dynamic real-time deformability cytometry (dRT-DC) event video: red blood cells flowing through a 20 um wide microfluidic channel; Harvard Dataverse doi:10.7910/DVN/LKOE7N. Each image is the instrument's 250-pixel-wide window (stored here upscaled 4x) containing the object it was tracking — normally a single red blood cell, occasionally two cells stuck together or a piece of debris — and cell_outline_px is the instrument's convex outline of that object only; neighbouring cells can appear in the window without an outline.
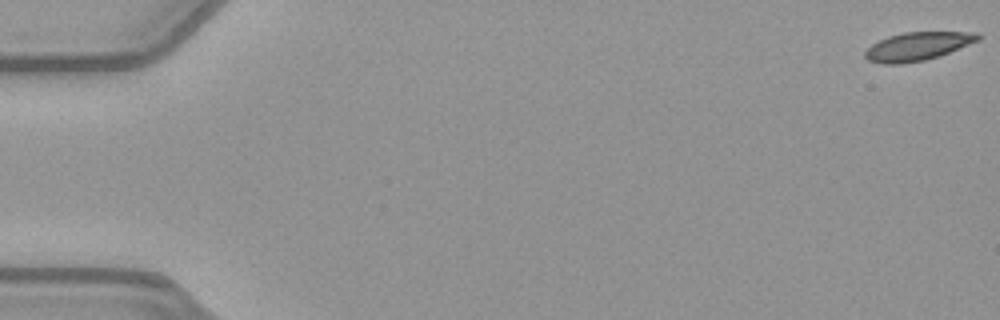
{"species": "common noctule bat (a hibernating species)", "species_latin": "Nyctalus noctula", "temperature_condition": "warm", "stored_images_in_passage": 53, "camera_frame_rate_fps": 3000, "um_per_image_px": 0.085, "animal": {"sex": "female", "body_mass_g": 21.9}, "frame": {"image": 1, "passage_image": 1, "time_ms": 0.0, "image_size_px": [1000, 320], "cell_outline_px": [[984, 36], [980, 40], [940, 56], [924, 60], [900, 64], [884, 64], [868, 60], [864, 56], [864, 52], [872, 44], [888, 36], [904, 32], [976, 32]], "centroid_in_image_um": [78.03, 3.93], "position_along_channel_um": 7.0, "area_um2": 18.73}}
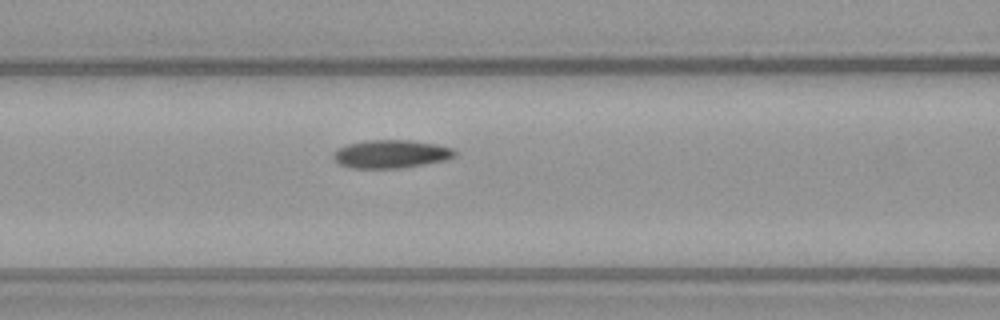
{"frame": {"image": 2, "passage_image": 23, "time_ms": 7.333, "image_size_px": [1000, 320], "cell_outline_px": [[456, 156], [444, 160], [424, 164], [400, 168], [352, 168], [340, 164], [332, 156], [332, 152], [336, 148], [348, 144], [368, 140], [408, 140], [436, 144], [452, 148], [456, 152]], "centroid_in_image_um": [33.21, 13.09], "position_along_channel_um": 133.4, "area_um2": 19.88}}
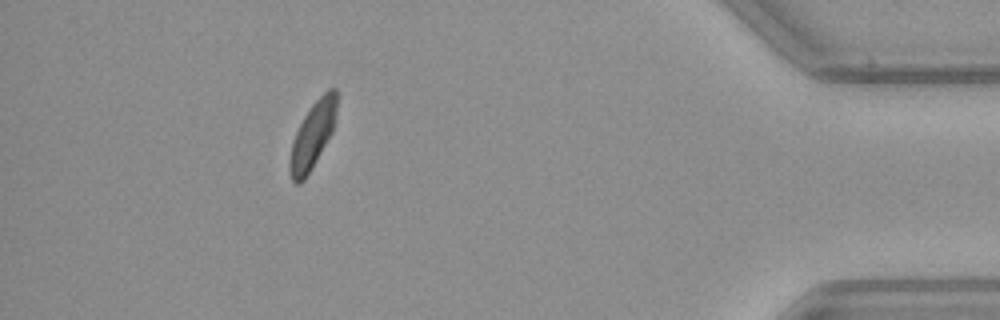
{"frame": {"image": 3, "passage_image": 48, "time_ms": 15.667, "image_size_px": [1000, 320], "cell_outline_px": [[336, 112], [332, 132], [312, 168], [304, 180], [300, 184], [296, 184], [292, 180], [288, 168], [288, 164], [292, 140], [304, 116], [312, 104], [328, 88], [336, 88]], "centroid_in_image_um": [26.54, 11.53], "position_along_channel_um": 408.7, "area_um2": 18.09}}